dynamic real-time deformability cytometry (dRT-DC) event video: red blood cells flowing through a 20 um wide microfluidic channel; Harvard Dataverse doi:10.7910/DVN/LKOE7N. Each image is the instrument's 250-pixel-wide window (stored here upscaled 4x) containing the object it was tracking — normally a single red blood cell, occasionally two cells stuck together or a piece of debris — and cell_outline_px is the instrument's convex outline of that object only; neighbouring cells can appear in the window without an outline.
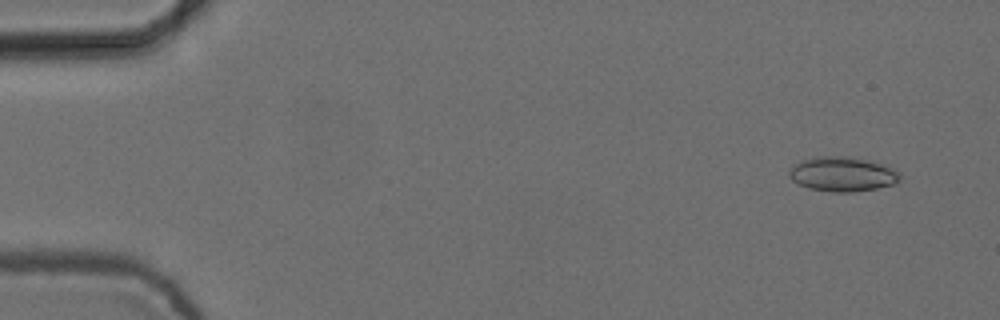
{"species": "common noctule bat (a hibernating species)", "species_latin": "Nyctalus noctula", "temperature_condition": "cold", "stored_images_in_passage": 6, "camera_frame_rate_fps": 3000, "um_per_image_px": 0.085, "animal": {"sex": "female", "body_mass_g": 24.6, "forearm_length_mm": 56.2}, "frame": {"image": 1, "passage_image": 1, "time_ms": 0.0, "image_size_px": [1000, 320], "cell_outline_px": [[900, 180], [892, 184], [876, 188], [852, 192], [832, 192], [808, 188], [792, 180], [788, 176], [788, 172], [796, 164], [804, 160], [816, 156], [840, 156], [868, 160], [888, 164], [896, 168], [900, 172]], "centroid_in_image_um": [71.66, 14.8], "position_along_channel_um": 13.3, "area_um2": 22.37}}
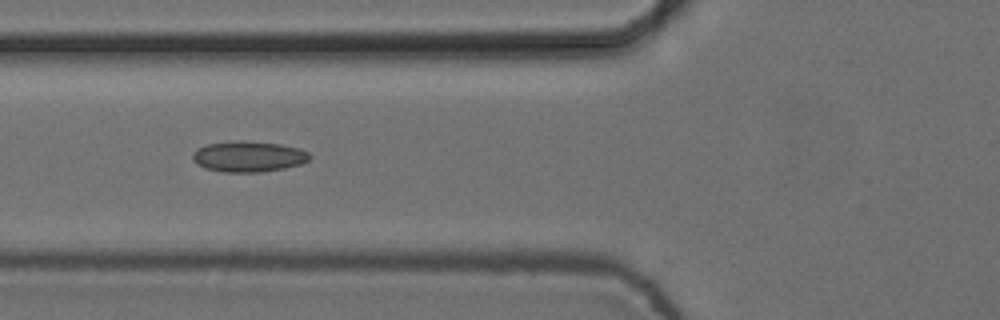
{"frame": {"image": 2, "passage_image": 6, "time_ms": 1.667, "image_size_px": [1000, 320], "cell_outline_px": [[312, 156], [308, 160], [300, 164], [284, 168], [260, 172], [220, 172], [204, 168], [196, 164], [192, 160], [192, 152], [208, 144], [236, 140], [240, 140], [280, 144], [300, 148], [308, 152]], "centroid_in_image_um": [21.1, 13.31], "position_along_channel_um": 104.7, "area_um2": 21.1}}